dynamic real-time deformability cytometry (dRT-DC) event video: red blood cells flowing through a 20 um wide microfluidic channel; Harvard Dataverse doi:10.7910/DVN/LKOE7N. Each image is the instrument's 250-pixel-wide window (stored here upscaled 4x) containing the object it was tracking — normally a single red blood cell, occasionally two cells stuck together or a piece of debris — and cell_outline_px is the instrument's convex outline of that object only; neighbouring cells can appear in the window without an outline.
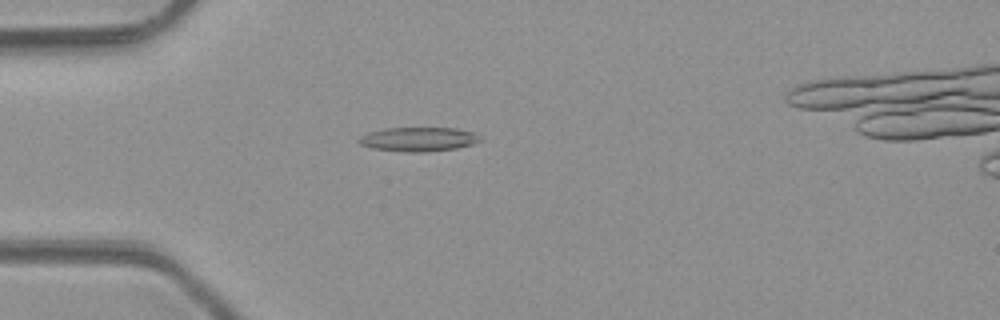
{"species": "common noctule bat (a hibernating species)", "species_latin": "Nyctalus noctula", "temperature_condition": "room temperature", "stored_images_in_passage": 5, "camera_frame_rate_fps": 3000, "um_per_image_px": 0.085, "animal": {"sex": "male", "body_mass_g": 23.1, "forearm_length_mm": 52.7}, "frame": {"image": 1, "passage_image": 4, "time_ms": 28.333, "image_size_px": [1000, 320], "cell_outline_px": [[480, 140], [472, 144], [456, 148], [424, 152], [408, 152], [372, 148], [360, 144], [356, 140], [360, 136], [368, 132], [384, 128], [456, 128], [472, 132]], "centroid_in_image_um": [35.49, 11.83], "position_along_channel_um": 49.5, "area_um2": 16.88}}